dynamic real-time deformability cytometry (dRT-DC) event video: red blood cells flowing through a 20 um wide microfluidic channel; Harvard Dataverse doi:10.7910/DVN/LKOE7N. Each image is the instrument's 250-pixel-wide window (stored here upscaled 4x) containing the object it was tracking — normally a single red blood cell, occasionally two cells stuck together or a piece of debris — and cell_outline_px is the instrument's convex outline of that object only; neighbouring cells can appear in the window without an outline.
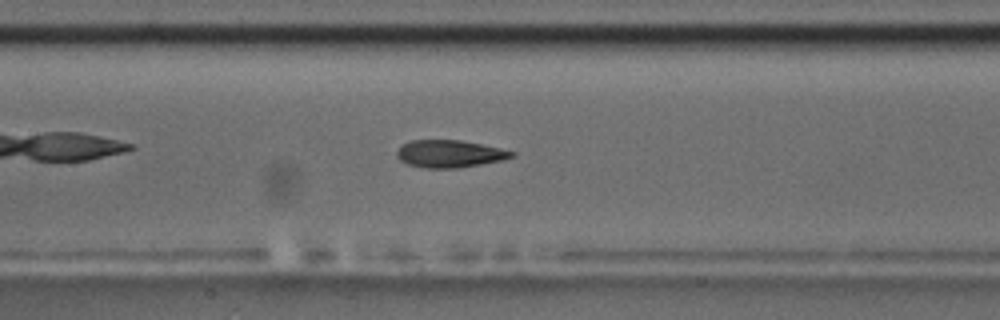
{"species": "common noctule bat (a hibernating species)", "species_latin": "Nyctalus noctula", "temperature_condition": "room temperature", "stored_images_in_passage": 42, "camera_frame_rate_fps": 3000, "um_per_image_px": 0.085, "animal": {"sex": "male", "body_mass_g": 17.5, "forearm_length_mm": 52.3}, "frame": {"image": 1, "passage_image": 13, "time_ms": 4.0, "image_size_px": [1000, 320], "cell_outline_px": [[516, 156], [504, 160], [456, 168], [424, 168], [408, 164], [400, 160], [396, 156], [396, 152], [404, 144], [412, 140], [460, 140], [500, 148], [516, 152]], "centroid_in_image_um": [38.24, 13.07], "position_along_channel_um": 169.2, "area_um2": 18.26}, "authors_computed_cell_mechanics": {"area_um2": 18.8717, "velocity_mm_per_s": 3.7008, "shape_relaxation_time_tau1_ms": 5.0529, "shape_relaxation_time_tau2_ms": 1.8168, "deformation_change_tau1": 0.1895, "deformation_change_tau2": 0.0937}}